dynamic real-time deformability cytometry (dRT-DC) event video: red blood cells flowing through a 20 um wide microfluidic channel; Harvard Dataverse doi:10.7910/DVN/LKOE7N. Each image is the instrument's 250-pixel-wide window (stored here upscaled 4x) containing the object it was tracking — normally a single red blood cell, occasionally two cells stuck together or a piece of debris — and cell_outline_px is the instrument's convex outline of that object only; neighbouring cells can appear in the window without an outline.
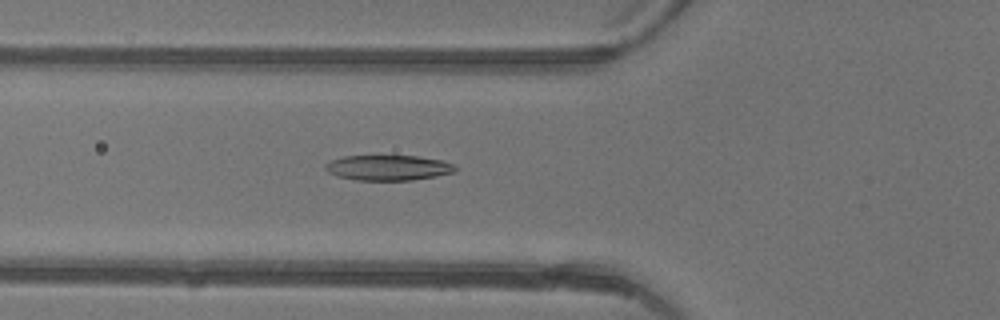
{"species": "common noctule bat (a hibernating species)", "species_latin": "Nyctalus noctula", "temperature_condition": "warm", "stored_images_in_passage": 47, "camera_frame_rate_fps": 3000, "um_per_image_px": 0.085, "animal": {"sex": "female"}, "frame": {"image": 1, "passage_image": 18, "time_ms": 5.667, "image_size_px": [1000, 320], "cell_outline_px": [[456, 172], [436, 176], [412, 180], [356, 180], [336, 176], [328, 172], [324, 168], [324, 164], [332, 160], [344, 156], [416, 156], [440, 160], [456, 164]], "centroid_in_image_um": [33.0, 14.26], "position_along_channel_um": 92.8, "area_um2": 19.19}}
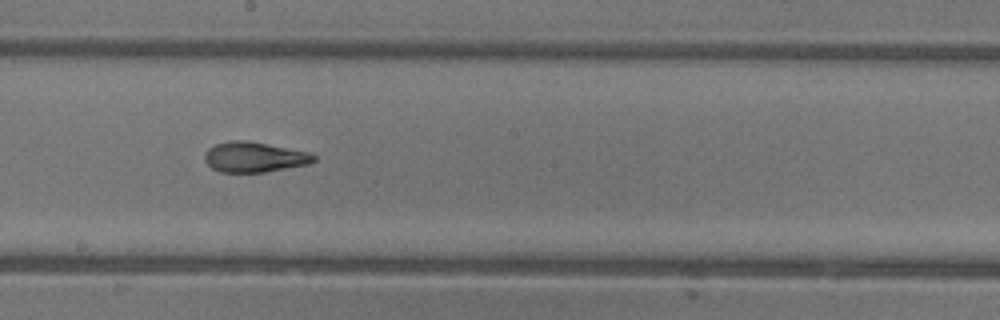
{"frame": {"image": 2, "passage_image": 27, "time_ms": 8.667, "image_size_px": [1000, 320], "cell_outline_px": [[316, 160], [308, 164], [264, 172], [220, 172], [212, 168], [204, 160], [204, 152], [208, 148], [216, 144], [228, 140], [248, 140], [312, 152], [316, 156]], "centroid_in_image_um": [21.62, 13.33], "position_along_channel_um": 226.6, "area_um2": 19.48}}
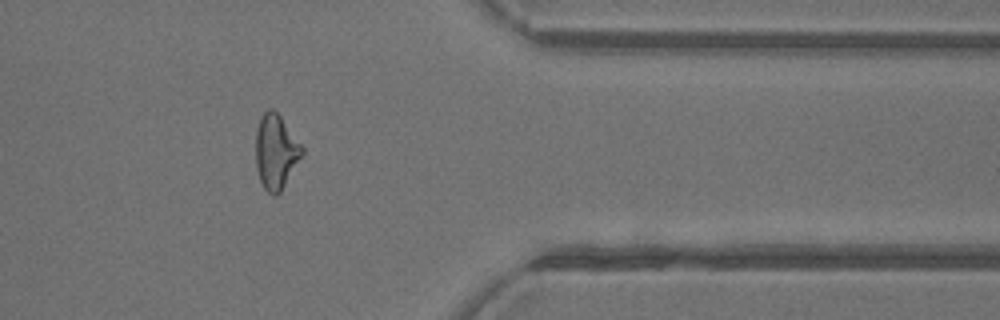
{"frame": {"image": 3, "passage_image": 39, "time_ms": 12.667, "image_size_px": [1000, 320], "cell_outline_px": [[304, 152], [280, 192], [276, 196], [272, 196], [264, 188], [260, 180], [256, 168], [256, 128], [264, 112], [268, 108], [272, 108], [280, 116], [304, 148]], "centroid_in_image_um": [23.44, 12.9], "position_along_channel_um": 388.0, "area_um2": 19.94}, "authors_computed_cell_mechanics": {"area_um2": 19.8254, "velocity_mm_per_s": 4.4429, "shape_relaxation_time_tau1_ms": 5.4591, "shape_relaxation_time_tau2_ms": 1.8775, "deformation_change_tau1": 0.2151, "deformation_change_tau2": 0.1037}}